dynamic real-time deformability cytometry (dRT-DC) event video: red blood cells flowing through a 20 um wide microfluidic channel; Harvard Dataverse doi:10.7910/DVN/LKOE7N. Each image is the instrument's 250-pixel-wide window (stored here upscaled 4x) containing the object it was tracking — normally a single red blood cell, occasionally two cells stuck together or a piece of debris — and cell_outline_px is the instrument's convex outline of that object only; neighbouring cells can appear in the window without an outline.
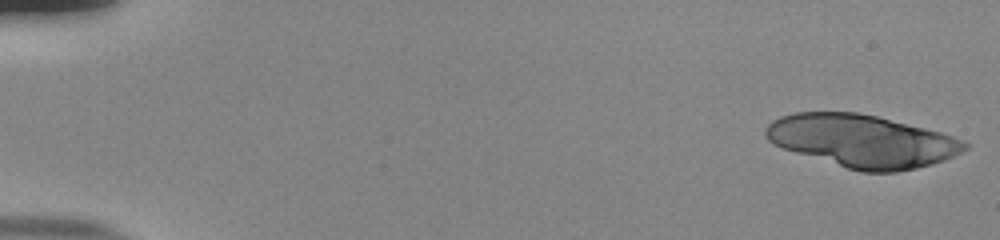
{"species": "human", "species_latin": "Homo sapiens", "temperature_condition": "room temperature", "stored_images_in_passage": 18, "camera_frame_rate_fps": 3000, "um_per_image_px": 0.085, "donor": {"sex": "male"}, "frame": {"image": 1, "passage_image": 1, "time_ms": 0.0, "image_size_px": [1000, 240], "cell_outline_px": [[968, 148], [944, 160], [932, 164], [916, 168], [896, 172], [860, 172], [796, 152], [784, 148], [768, 140], [764, 132], [764, 128], [772, 120], [780, 116], [796, 112], [856, 112], [876, 116], [940, 132], [952, 136], [968, 144]], "centroid_in_image_um": [73.26, 11.98], "position_along_channel_um": 11.7, "area_um2": 60.4}}